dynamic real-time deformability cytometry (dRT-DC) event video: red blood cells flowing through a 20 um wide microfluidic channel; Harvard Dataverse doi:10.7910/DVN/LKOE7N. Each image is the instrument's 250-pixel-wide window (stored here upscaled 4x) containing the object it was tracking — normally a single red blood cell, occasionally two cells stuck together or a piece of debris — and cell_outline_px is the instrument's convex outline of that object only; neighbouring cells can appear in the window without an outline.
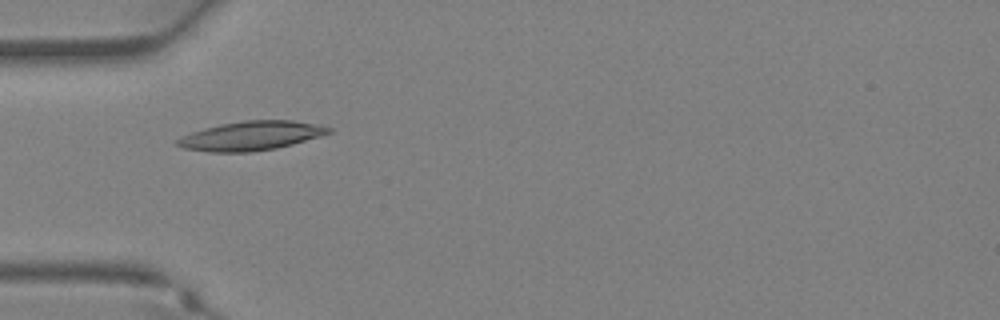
{"species": "Egyptian fruit bat (a non-hibernating species)", "species_latin": "Rousettus aegyptiacus", "temperature_condition": "warm", "stored_images_in_passage": 23, "camera_frame_rate_fps": 3000, "um_per_image_px": 0.085, "animal": {"sex": "female"}, "frame": {"image": 1, "passage_image": 1, "time_ms": 0.0, "image_size_px": [1000, 320], "cell_outline_px": [[332, 132], [320, 136], [292, 144], [276, 148], [252, 152], [212, 152], [184, 148], [176, 144], [176, 140], [192, 132], [204, 128], [220, 124], [244, 120], [292, 120], [332, 128]], "centroid_in_image_um": [21.34, 11.54], "position_along_channel_um": 63.7, "area_um2": 25.37}}
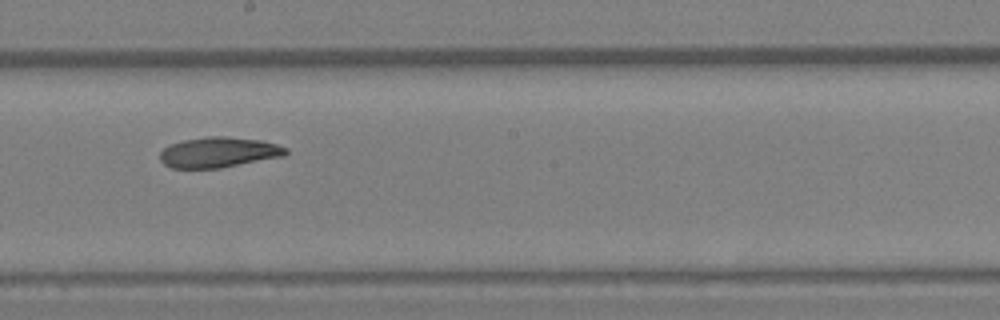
{"frame": {"image": 2, "passage_image": 10, "time_ms": 3.0, "image_size_px": [1000, 320], "cell_outline_px": [[288, 152], [284, 156], [220, 168], [172, 168], [164, 164], [160, 160], [160, 152], [164, 148], [172, 144], [184, 140], [208, 136], [224, 136], [260, 140], [276, 144], [288, 148]], "centroid_in_image_um": [18.59, 12.95], "position_along_channel_um": 229.6, "area_um2": 22.2}}
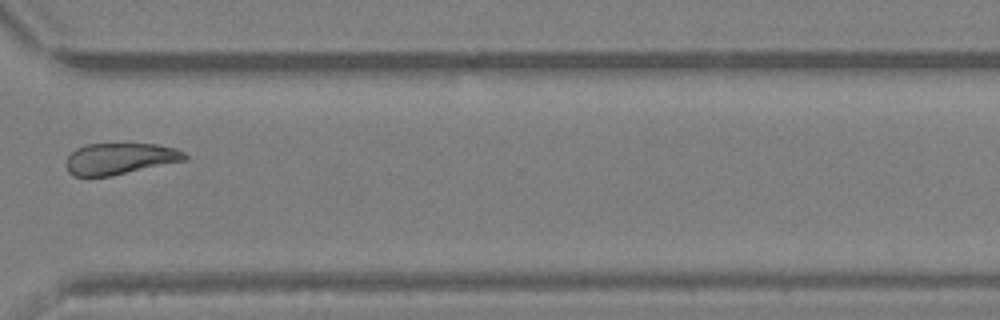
{"frame": {"image": 3, "passage_image": 17, "time_ms": 5.333, "image_size_px": [1000, 320], "cell_outline_px": [[188, 156], [184, 160], [112, 176], [72, 176], [68, 172], [64, 164], [68, 156], [76, 148], [84, 144], [156, 144], [176, 148], [184, 152]], "centroid_in_image_um": [10.14, 13.49], "position_along_channel_um": 360.5, "area_um2": 21.73}}